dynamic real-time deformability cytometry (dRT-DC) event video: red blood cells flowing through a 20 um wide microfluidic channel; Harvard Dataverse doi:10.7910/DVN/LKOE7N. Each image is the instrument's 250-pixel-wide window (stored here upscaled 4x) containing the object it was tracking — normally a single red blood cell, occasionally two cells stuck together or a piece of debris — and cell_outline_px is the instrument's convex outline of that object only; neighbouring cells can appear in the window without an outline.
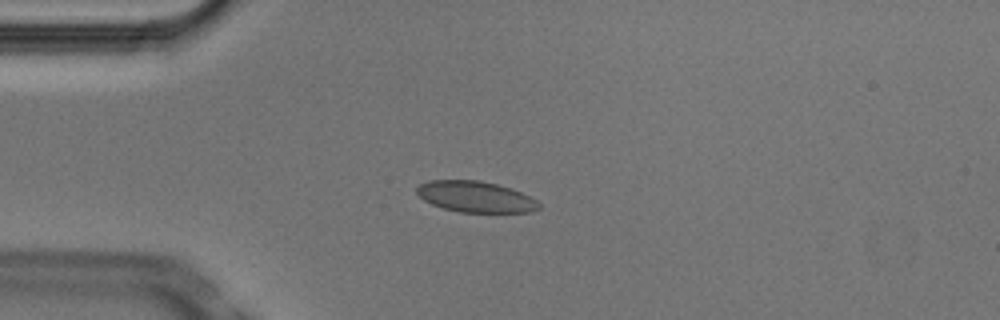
{"species": "Egyptian fruit bat (a non-hibernating species)", "species_latin": "Rousettus aegyptiacus", "temperature_condition": "cold", "stored_images_in_passage": 5, "camera_frame_rate_fps": 3000, "um_per_image_px": 0.085, "animal": {"sex": "male"}, "frame": {"image": 1, "passage_image": 3, "time_ms": 0.667, "image_size_px": [1000, 320], "cell_outline_px": [[540, 208], [532, 212], [460, 212], [444, 208], [432, 204], [424, 200], [416, 192], [416, 188], [420, 184], [428, 180], [480, 180], [496, 184], [520, 192], [536, 200], [540, 204]], "centroid_in_image_um": [40.4, 16.72], "position_along_channel_um": 44.6, "area_um2": 21.91}}